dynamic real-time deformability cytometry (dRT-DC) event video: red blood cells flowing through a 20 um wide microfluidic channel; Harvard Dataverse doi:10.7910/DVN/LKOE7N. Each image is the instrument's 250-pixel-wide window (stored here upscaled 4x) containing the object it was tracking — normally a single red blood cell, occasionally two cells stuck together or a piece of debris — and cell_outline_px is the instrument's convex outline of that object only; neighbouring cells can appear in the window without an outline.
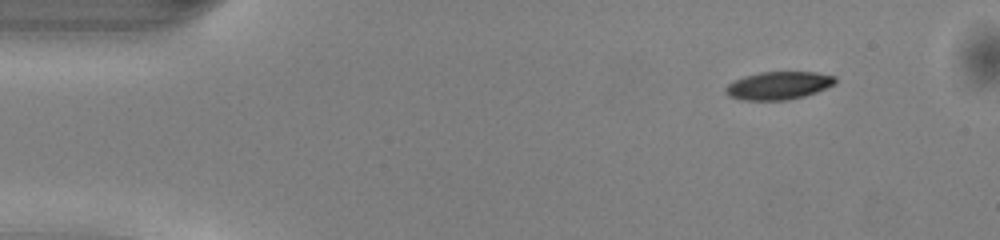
{"species": "common noctule bat (a hibernating species)", "species_latin": "Nyctalus noctula", "temperature_condition": "warm", "stored_images_in_passage": 46, "camera_frame_rate_fps": 3000, "um_per_image_px": 0.085, "animal": {"sex": "male", "body_mass_g": 13.0, "forearm_length_mm": 53.1}, "frame": {"image": 1, "passage_image": 1, "time_ms": 0.0, "image_size_px": [1000, 240], "cell_outline_px": [[836, 84], [816, 92], [804, 96], [788, 100], [740, 100], [728, 96], [724, 92], [724, 88], [728, 84], [744, 76], [760, 72], [816, 72], [836, 76]], "centroid_in_image_um": [66.17, 7.27], "position_along_channel_um": 18.8, "area_um2": 17.98}}
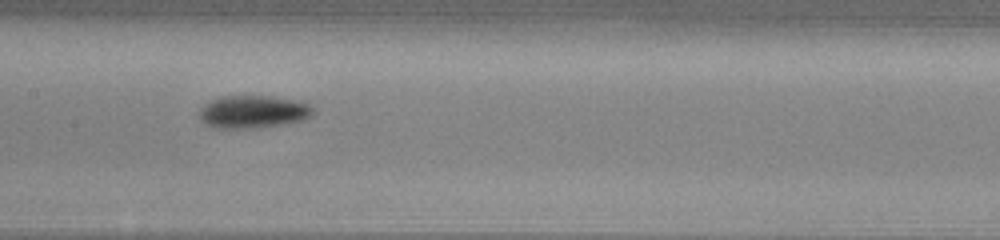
{"frame": {"image": 2, "passage_image": 20, "time_ms": 6.333, "image_size_px": [1000, 240], "cell_outline_px": [[316, 112], [312, 116], [304, 120], [280, 124], [248, 128], [216, 128], [204, 124], [200, 120], [200, 108], [204, 104], [220, 96], [272, 96], [292, 100], [308, 104]], "centroid_in_image_um": [21.49, 9.5], "position_along_channel_um": 185.9, "area_um2": 21.56}}
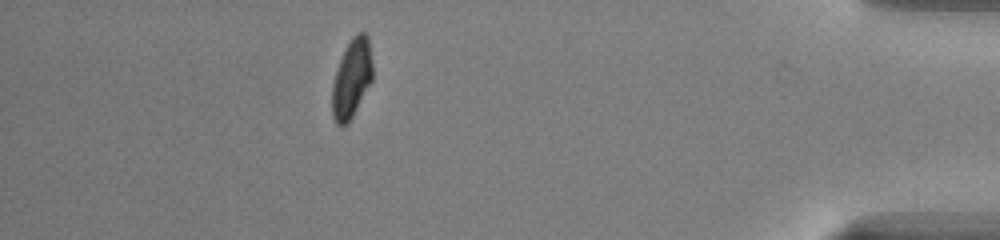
{"frame": {"image": 3, "passage_image": 40, "time_ms": 13.0, "image_size_px": [1000, 240], "cell_outline_px": [[372, 80], [348, 124], [340, 128], [336, 124], [332, 116], [332, 84], [340, 60], [352, 36], [356, 32], [364, 32], [368, 36], [372, 60]], "centroid_in_image_um": [29.89, 6.7], "position_along_channel_um": 405.3, "area_um2": 18.55}, "authors_computed_cell_mechanics": {"area_um2": 19.2474, "velocity_mm_per_s": 4.0819, "shape_relaxation_time_tau1_ms": 3.0824, "shape_relaxation_time_tau2_ms": null, "deformation_change_tau1": 0.1223, "deformation_change_tau2": null}}